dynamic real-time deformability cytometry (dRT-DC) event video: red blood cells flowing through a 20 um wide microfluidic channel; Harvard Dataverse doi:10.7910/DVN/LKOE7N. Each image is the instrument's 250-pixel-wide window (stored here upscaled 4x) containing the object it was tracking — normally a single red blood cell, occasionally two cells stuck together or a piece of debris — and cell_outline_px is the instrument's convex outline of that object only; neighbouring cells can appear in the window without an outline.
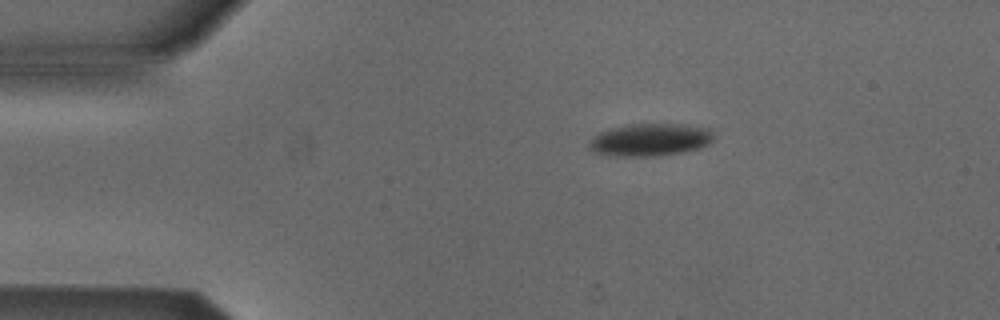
{"species": "Egyptian fruit bat (a non-hibernating species)", "species_latin": "Rousettus aegyptiacus", "temperature_condition": "cold", "stored_images_in_passage": 3, "segment_of_instrument_passage": [1, 2], "camera_frame_rate_fps": 3000, "um_per_image_px": 0.085, "animal": {"sex": "male"}, "frame": {"image": 1, "passage_image": 1, "time_ms": 0.0, "image_size_px": [1000, 320], "cell_outline_px": [[712, 140], [708, 144], [700, 148], [684, 152], [660, 156], [608, 156], [592, 152], [588, 144], [592, 136], [600, 132], [612, 128], [632, 124], [684, 124], [712, 128]], "centroid_in_image_um": [55.26, 11.89], "position_along_channel_um": 29.7, "area_um2": 23.93}}